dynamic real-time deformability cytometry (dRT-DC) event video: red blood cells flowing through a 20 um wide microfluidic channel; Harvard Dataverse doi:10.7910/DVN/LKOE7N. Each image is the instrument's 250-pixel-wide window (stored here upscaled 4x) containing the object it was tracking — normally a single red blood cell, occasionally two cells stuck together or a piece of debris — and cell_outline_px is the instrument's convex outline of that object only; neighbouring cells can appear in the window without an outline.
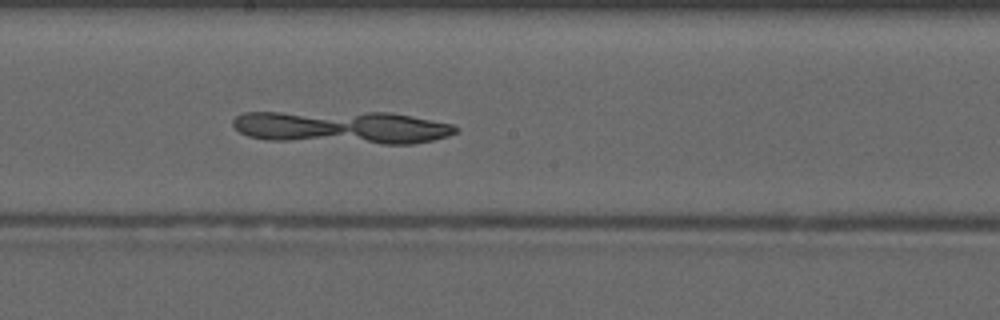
{"species": "common noctule bat (a hibernating species)", "species_latin": "Nyctalus noctula", "temperature_condition": "warm", "stored_images_in_passage": 50, "camera_frame_rate_fps": 3000, "um_per_image_px": 0.085, "animal": {"sex": "male", "forearm_length_mm": 52.5}, "frame": {"image": 1, "passage_image": 29, "time_ms": 9.333, "image_size_px": [1000, 320], "cell_outline_px": [[460, 128], [456, 132], [448, 136], [432, 140], [412, 144], [384, 144], [268, 140], [248, 136], [240, 132], [232, 124], [232, 120], [236, 116], [244, 112], [392, 112], [452, 124]], "centroid_in_image_um": [29.07, 10.82], "position_along_channel_um": 219.1, "area_um2": 43.0}}